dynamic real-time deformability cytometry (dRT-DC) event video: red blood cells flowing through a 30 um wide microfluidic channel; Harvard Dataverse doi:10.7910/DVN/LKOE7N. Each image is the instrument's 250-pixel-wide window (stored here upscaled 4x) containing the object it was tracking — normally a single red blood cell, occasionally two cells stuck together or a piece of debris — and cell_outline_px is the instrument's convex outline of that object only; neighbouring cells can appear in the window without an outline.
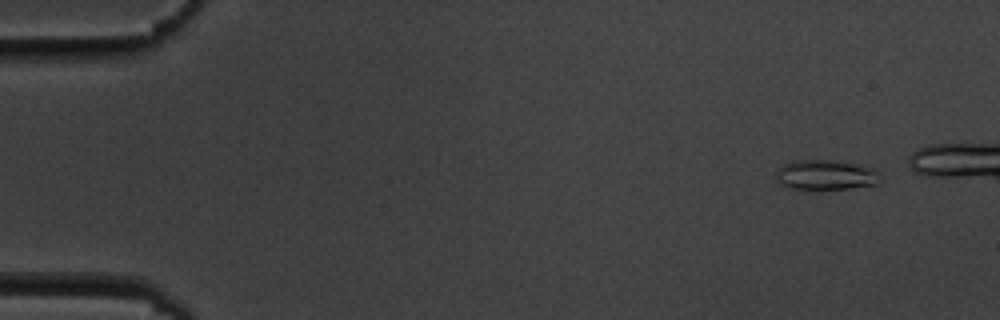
{"species": "common noctule bat (a hibernating species)", "species_latin": "Nyctalus noctula", "temperature_condition": "cold", "stored_images_in_passage": 9, "camera_frame_rate_fps": 3000, "um_per_image_px": 0.085, "animal": {"sex": "male", "body_mass_g": 19.5, "forearm_length_mm": 54.6}, "frame": {"image": 1, "passage_image": 1, "time_ms": 0.0, "image_size_px": [1000, 320], "cell_outline_px": [[880, 180], [876, 184], [852, 188], [792, 188], [780, 184], [776, 180], [776, 172], [784, 164], [796, 160], [828, 160], [864, 164], [880, 172]], "centroid_in_image_um": [70.23, 14.85], "position_along_channel_um": 14.8, "area_um2": 18.09}}